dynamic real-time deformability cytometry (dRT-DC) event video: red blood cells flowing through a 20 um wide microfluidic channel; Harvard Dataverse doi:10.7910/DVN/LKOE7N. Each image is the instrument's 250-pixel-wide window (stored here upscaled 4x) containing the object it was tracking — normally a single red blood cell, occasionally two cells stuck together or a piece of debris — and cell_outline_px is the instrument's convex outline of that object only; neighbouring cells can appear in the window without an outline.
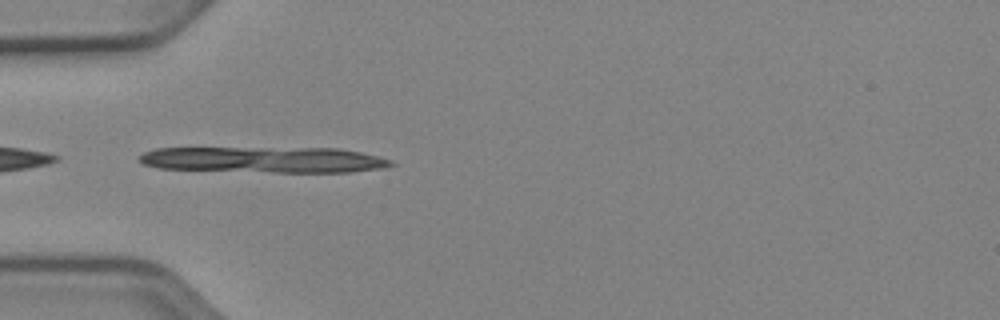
{"species": "Egyptian fruit bat (a non-hibernating species)", "species_latin": "Rousettus aegyptiacus", "temperature_condition": "cold", "stored_images_in_passage": 6, "camera_frame_rate_fps": 3000, "um_per_image_px": 0.085, "animal": {"sex": "female"}, "frame": {"image": 1, "passage_image": 2, "time_ms": 0.333, "image_size_px": [1000, 320], "cell_outline_px": [[396, 164], [388, 168], [352, 172], [272, 172], [160, 168], [144, 164], [140, 160], [140, 156], [144, 152], [156, 148], [336, 148], [360, 152], [392, 160]], "centroid_in_image_um": [22.53, 13.58], "position_along_channel_um": 62.5, "area_um2": 37.97}}